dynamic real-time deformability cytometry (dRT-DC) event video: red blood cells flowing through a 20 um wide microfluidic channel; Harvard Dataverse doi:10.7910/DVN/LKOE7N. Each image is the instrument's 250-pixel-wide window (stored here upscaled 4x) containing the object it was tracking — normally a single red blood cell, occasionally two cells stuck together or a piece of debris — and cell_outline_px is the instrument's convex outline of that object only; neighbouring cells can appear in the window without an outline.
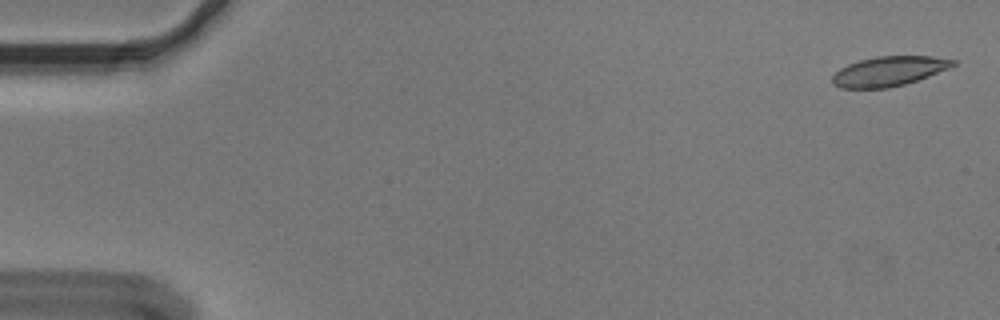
{"species": "Egyptian fruit bat (a non-hibernating species)", "species_latin": "Rousettus aegyptiacus", "temperature_condition": "cold", "stored_images_in_passage": 6, "camera_frame_rate_fps": 3000, "um_per_image_px": 0.085, "animal": {"sex": "male"}, "frame": {"image": 1, "passage_image": 1, "time_ms": 0.0, "image_size_px": [1000, 320], "cell_outline_px": [[956, 64], [948, 68], [928, 76], [904, 84], [888, 88], [840, 88], [832, 84], [832, 76], [840, 68], [848, 64], [860, 60], [876, 56], [932, 56], [956, 60]], "centroid_in_image_um": [75.53, 6.05], "position_along_channel_um": 9.5, "area_um2": 20.75}}
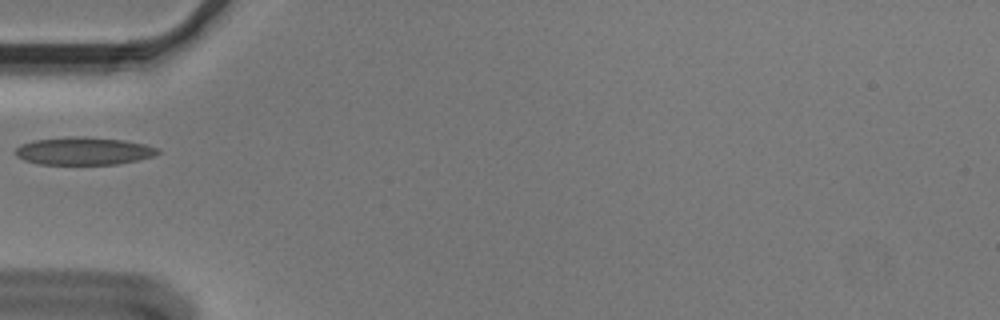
{"frame": {"image": 2, "passage_image": 5, "time_ms": 1.333, "image_size_px": [1000, 320], "cell_outline_px": [[160, 152], [156, 156], [116, 164], [40, 164], [24, 160], [16, 156], [16, 148], [20, 144], [36, 140], [76, 136], [124, 140], [144, 144], [160, 148]], "centroid_in_image_um": [7.14, 12.84], "position_along_channel_um": 77.9, "area_um2": 22.83}}
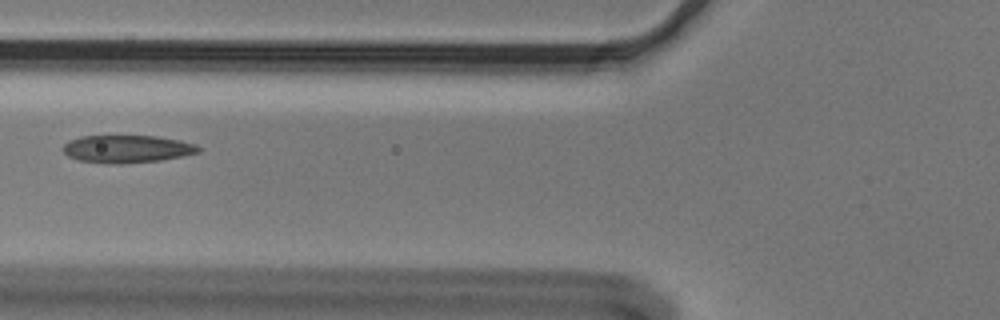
{"frame": {"image": 3, "passage_image": 6, "time_ms": 1.667, "image_size_px": [1000, 320], "cell_outline_px": [[200, 152], [184, 156], [160, 160], [120, 164], [108, 164], [76, 160], [68, 156], [64, 152], [64, 144], [68, 140], [80, 136], [156, 136], [180, 140], [196, 144], [200, 148]], "centroid_in_image_um": [10.79, 12.66], "position_along_channel_um": 115.0, "area_um2": 21.96}}